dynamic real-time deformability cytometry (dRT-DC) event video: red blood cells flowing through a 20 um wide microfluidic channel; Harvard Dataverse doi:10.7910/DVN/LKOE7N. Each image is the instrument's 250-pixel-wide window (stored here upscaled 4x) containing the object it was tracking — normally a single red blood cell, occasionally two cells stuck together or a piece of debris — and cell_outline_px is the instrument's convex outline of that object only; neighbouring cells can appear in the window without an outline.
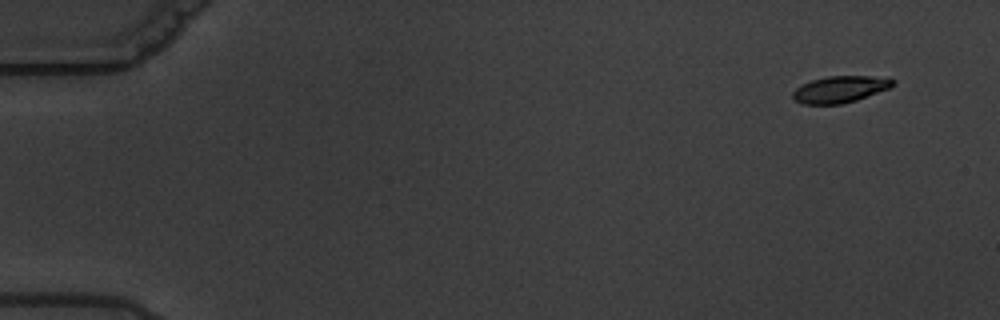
{"species": "common noctule bat (a hibernating species)", "species_latin": "Nyctalus noctula", "temperature_condition": "warm", "stored_images_in_passage": 6, "camera_frame_rate_fps": 3000, "um_per_image_px": 0.085, "animal": {"sex": "male", "body_mass_g": 19.5, "forearm_length_mm": 54.6}, "frame": {"image": 1, "passage_image": 2, "time_ms": 1.333, "image_size_px": [1000, 320], "cell_outline_px": [[896, 84], [892, 88], [856, 100], [840, 104], [804, 104], [796, 100], [792, 96], [792, 92], [796, 88], [812, 80], [828, 76], [888, 76], [896, 80]], "centroid_in_image_um": [71.51, 7.57], "position_along_channel_um": 13.5, "area_um2": 15.72}}